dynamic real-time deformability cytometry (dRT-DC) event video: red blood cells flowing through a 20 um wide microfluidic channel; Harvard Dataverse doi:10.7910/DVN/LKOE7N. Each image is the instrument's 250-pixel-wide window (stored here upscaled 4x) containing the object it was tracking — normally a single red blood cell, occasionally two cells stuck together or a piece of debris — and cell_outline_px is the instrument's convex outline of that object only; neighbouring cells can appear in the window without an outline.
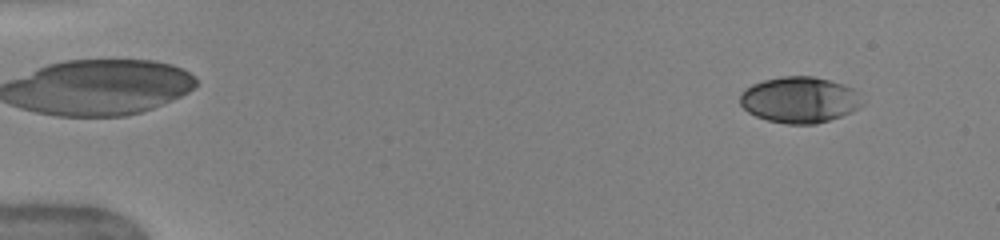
{"species": "human", "species_latin": "Homo sapiens", "temperature_condition": "warm", "stored_images_in_passage": 50, "camera_frame_rate_fps": 3000, "um_per_image_px": 0.085, "donor": {"sex": "female"}, "frame": {"image": 1, "passage_image": 4, "time_ms": 1.0, "image_size_px": [1000, 240], "cell_outline_px": [[860, 104], [852, 112], [816, 124], [788, 124], [768, 120], [756, 116], [748, 112], [740, 104], [740, 96], [744, 88], [752, 84], [764, 80], [780, 76], [812, 76], [844, 84], [860, 92]], "centroid_in_image_um": [67.94, 8.47], "position_along_channel_um": 17.1, "area_um2": 32.71}}
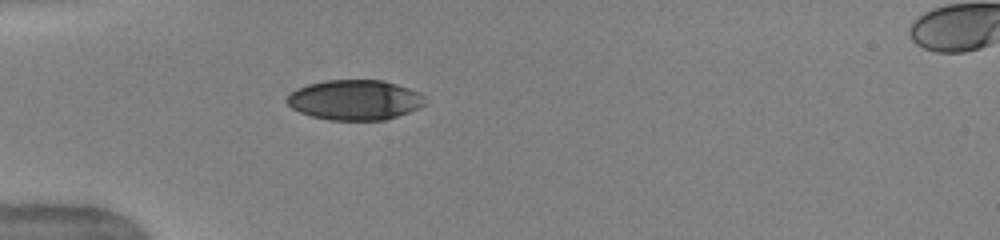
{"frame": {"image": 2, "passage_image": 15, "time_ms": 4.667, "image_size_px": [1000, 240], "cell_outline_px": [[424, 104], [420, 108], [384, 120], [328, 120], [312, 116], [300, 112], [292, 108], [284, 100], [296, 88], [308, 84], [324, 80], [384, 80], [420, 92], [424, 96]], "centroid_in_image_um": [30.14, 8.49], "position_along_channel_um": 54.9, "area_um2": 32.31}}
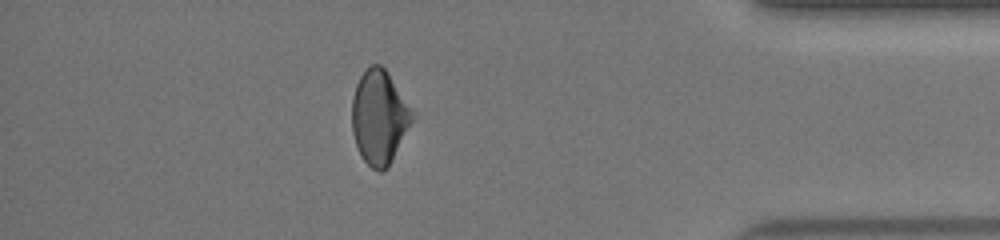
{"frame": {"image": 3, "passage_image": 44, "time_ms": 14.333, "image_size_px": [1000, 240], "cell_outline_px": [[416, 116], [388, 168], [380, 172], [372, 168], [360, 156], [352, 132], [352, 96], [356, 84], [360, 76], [372, 64], [380, 64], [388, 72], [416, 112]], "centroid_in_image_um": [32.27, 9.96], "position_along_channel_um": 402.9, "area_um2": 33.52}, "authors_computed_cell_mechanics": {"area_um2": 33.0038, "velocity_mm_per_s": 4.0364, "shape_relaxation_time_tau1_ms": 5.1679, "shape_relaxation_time_tau2_ms": 4.7645, "deformation_change_tau1": 0.1427, "deformation_change_tau2": 0.0843}}